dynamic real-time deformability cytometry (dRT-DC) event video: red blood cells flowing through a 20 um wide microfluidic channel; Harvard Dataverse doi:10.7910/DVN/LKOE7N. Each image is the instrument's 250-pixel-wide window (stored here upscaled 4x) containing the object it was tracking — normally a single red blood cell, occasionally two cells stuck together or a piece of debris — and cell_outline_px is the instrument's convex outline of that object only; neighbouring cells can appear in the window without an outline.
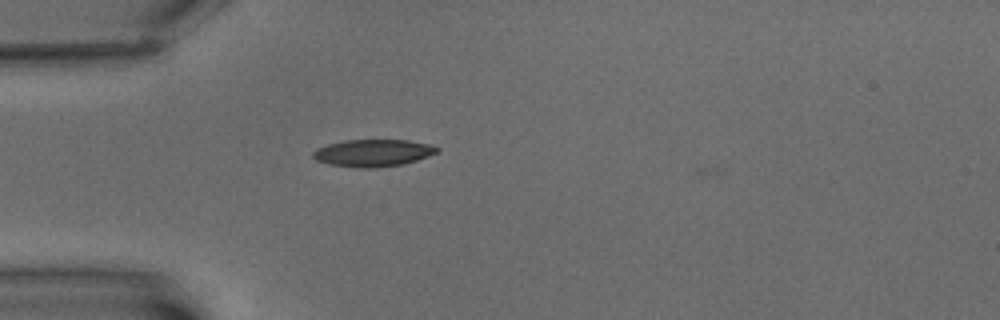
{"species": "common noctule bat (a hibernating species)", "species_latin": "Nyctalus noctula", "temperature_condition": "warm", "stored_images_in_passage": 2, "camera_frame_rate_fps": 3000, "um_per_image_px": 0.085, "animal": {"sex": "male", "body_mass_g": 15.6}, "frame": {"image": 1, "passage_image": 2, "time_ms": 1.0, "image_size_px": [1000, 320], "cell_outline_px": [[440, 148], [436, 152], [428, 156], [404, 164], [376, 168], [364, 168], [328, 164], [316, 160], [312, 156], [312, 152], [316, 148], [328, 144], [344, 140], [408, 140], [428, 144]], "centroid_in_image_um": [31.67, 13.0], "position_along_channel_um": 53.3, "area_um2": 19.59}}